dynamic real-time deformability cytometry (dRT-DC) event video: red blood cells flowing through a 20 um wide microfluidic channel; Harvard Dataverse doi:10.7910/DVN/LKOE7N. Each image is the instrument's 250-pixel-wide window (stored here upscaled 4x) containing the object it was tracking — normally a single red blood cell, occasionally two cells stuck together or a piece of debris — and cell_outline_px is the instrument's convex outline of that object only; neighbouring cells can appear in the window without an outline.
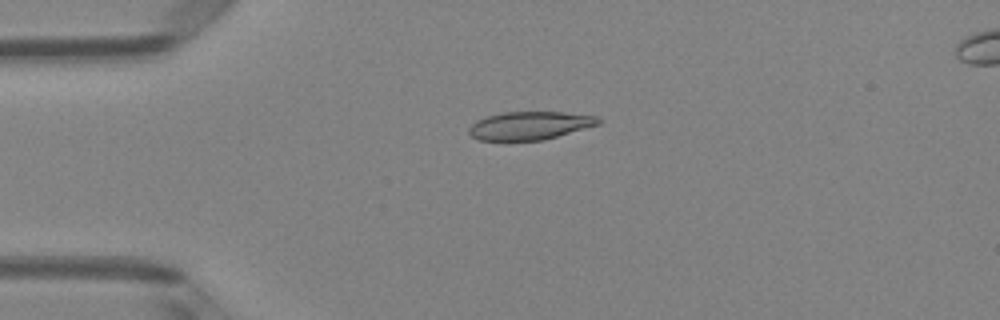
{"species": "Egyptian fruit bat (a non-hibernating species)", "species_latin": "Rousettus aegyptiacus", "temperature_condition": "room temperature", "stored_images_in_passage": 3, "camera_frame_rate_fps": 3000, "um_per_image_px": 0.085, "animal": {"sex": "female"}, "frame": {"image": 1, "passage_image": 2, "time_ms": 0.333, "image_size_px": [1000, 320], "cell_outline_px": [[604, 120], [600, 124], [544, 140], [476, 140], [468, 132], [468, 128], [476, 120], [488, 116], [504, 112], [564, 112], [596, 116]], "centroid_in_image_um": [45.05, 10.67], "position_along_channel_um": 40.0, "area_um2": 21.27}}